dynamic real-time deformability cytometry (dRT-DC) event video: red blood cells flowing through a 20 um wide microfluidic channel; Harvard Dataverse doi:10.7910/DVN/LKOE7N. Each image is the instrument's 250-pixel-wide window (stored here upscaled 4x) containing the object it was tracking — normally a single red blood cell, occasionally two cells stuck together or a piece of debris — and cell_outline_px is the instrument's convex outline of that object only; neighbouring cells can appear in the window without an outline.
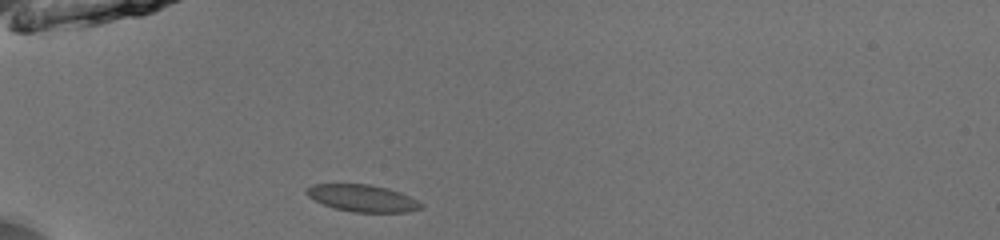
{"species": "common noctule bat (a hibernating species)", "species_latin": "Nyctalus noctula", "temperature_condition": "room temperature", "stored_images_in_passage": 36, "camera_frame_rate_fps": 3000, "um_per_image_px": 0.085, "animal": {"sex": "male", "body_mass_g": 13.0, "forearm_length_mm": 53.1}, "frame": {"image": 1, "passage_image": 1, "time_ms": 0.0, "image_size_px": [1000, 240], "cell_outline_px": [[424, 208], [404, 212], [352, 212], [336, 208], [324, 204], [308, 196], [304, 192], [312, 184], [368, 184], [388, 188], [400, 192], [424, 204]], "centroid_in_image_um": [30.83, 16.84], "position_along_channel_um": 54.2, "area_um2": 17.86}}
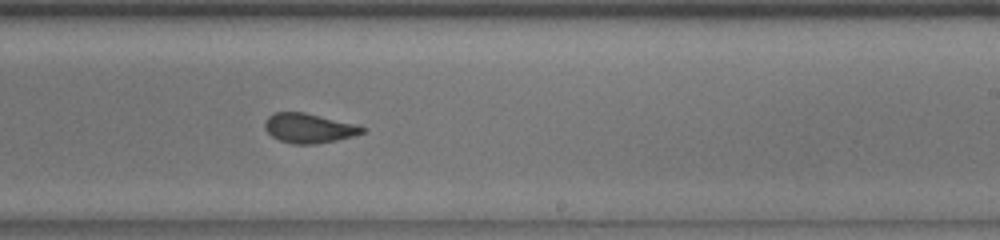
{"frame": {"image": 2, "passage_image": 18, "time_ms": 5.667, "image_size_px": [1000, 240], "cell_outline_px": [[368, 128], [364, 132], [352, 136], [336, 140], [316, 144], [292, 144], [280, 140], [272, 136], [264, 128], [264, 120], [268, 116], [276, 112], [304, 112]], "centroid_in_image_um": [26.21, 10.9], "position_along_channel_um": 262.8, "area_um2": 16.59}}
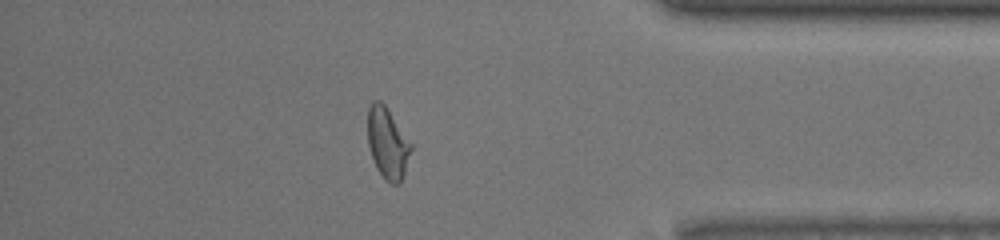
{"frame": {"image": 3, "passage_image": 30, "time_ms": 9.667, "image_size_px": [1000, 240], "cell_outline_px": [[412, 148], [400, 184], [392, 184], [384, 180], [376, 168], [368, 144], [368, 108], [372, 100], [380, 100], [384, 104], [412, 144]], "centroid_in_image_um": [32.93, 12.18], "position_along_channel_um": 402.3, "area_um2": 17.8}, "authors_computed_cell_mechanics": {"area_um2": 17.629, "velocity_mm_per_s": 3.9657, "shape_relaxation_time_tau1_ms": 3.6622, "shape_relaxation_time_tau2_ms": null, "deformation_change_tau1": 0.1291, "deformation_change_tau2": null}}